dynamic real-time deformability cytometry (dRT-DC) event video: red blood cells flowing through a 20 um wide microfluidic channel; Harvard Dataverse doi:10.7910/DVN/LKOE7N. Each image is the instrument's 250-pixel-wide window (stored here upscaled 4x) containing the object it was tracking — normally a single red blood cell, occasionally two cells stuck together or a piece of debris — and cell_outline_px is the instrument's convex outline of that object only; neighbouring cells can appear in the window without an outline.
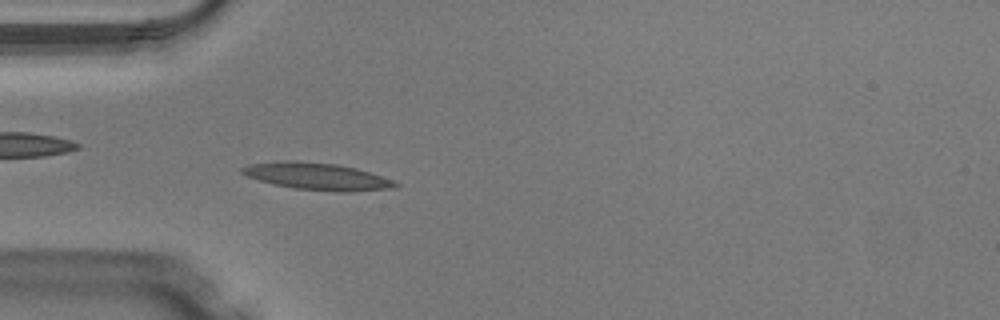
{"species": "Egyptian fruit bat (a non-hibernating species)", "species_latin": "Rousettus aegyptiacus", "temperature_condition": "warm", "stored_images_in_passage": 48, "camera_frame_rate_fps": 3000, "um_per_image_px": 0.085, "animal": {"sex": "male"}, "frame": {"image": 1, "passage_image": 14, "time_ms": 4.333, "image_size_px": [1000, 320], "cell_outline_px": [[400, 184], [396, 188], [348, 192], [340, 192], [292, 188], [272, 184], [248, 176], [240, 172], [240, 168], [248, 164], [280, 160], [296, 160], [336, 164], [356, 168], [392, 180]], "centroid_in_image_um": [26.92, 14.98], "position_along_channel_um": 58.1, "area_um2": 24.28}}
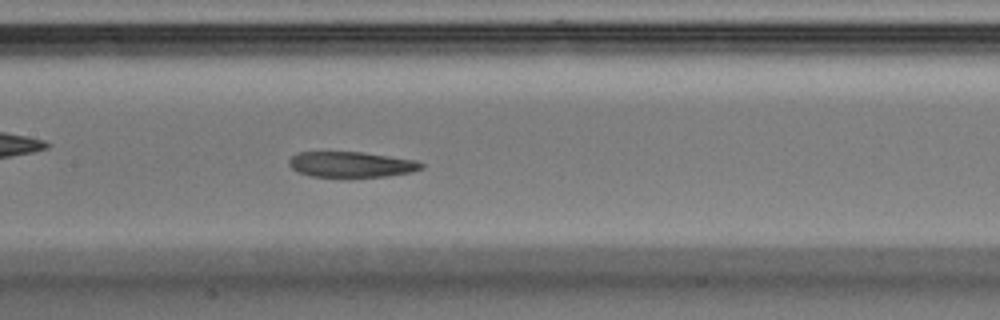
{"frame": {"image": 2, "passage_image": 23, "time_ms": 7.333, "image_size_px": [1000, 320], "cell_outline_px": [[424, 168], [412, 172], [388, 176], [344, 180], [312, 176], [300, 172], [292, 168], [288, 164], [288, 160], [296, 152], [364, 152], [416, 160], [424, 164]], "centroid_in_image_um": [29.87, 14.02], "position_along_channel_um": 177.5, "area_um2": 20.69}}
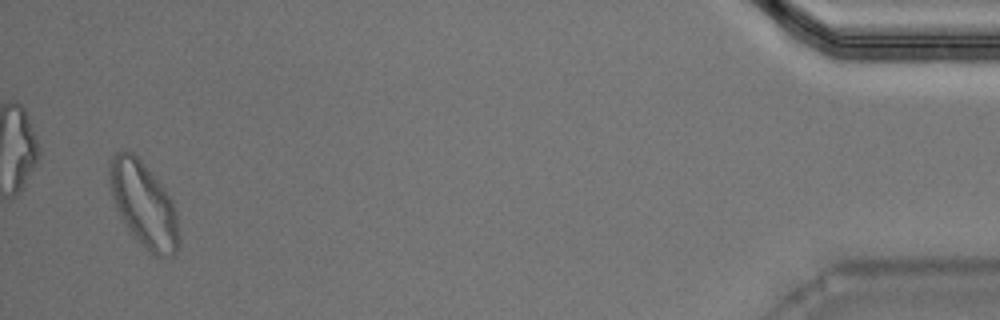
{"frame": {"image": 3, "passage_image": 47, "time_ms": 15.333, "image_size_px": [1000, 320], "cell_outline_px": [[176, 252], [172, 256], [156, 256], [128, 228], [120, 216], [112, 196], [108, 180], [108, 168], [112, 156], [116, 152], [132, 152], [140, 160], [164, 188], [172, 200], [176, 212]], "centroid_in_image_um": [12.16, 17.31], "position_along_channel_um": 423.0, "area_um2": 33.0}, "authors_computed_cell_mechanics": {"area_um2": 21.6172, "velocity_mm_per_s": 4.0825, "shape_relaxation_time_tau1_ms": null, "shape_relaxation_time_tau2_ms": 4.4132, "deformation_change_tau1": null, "deformation_change_tau2": 0.1283}}